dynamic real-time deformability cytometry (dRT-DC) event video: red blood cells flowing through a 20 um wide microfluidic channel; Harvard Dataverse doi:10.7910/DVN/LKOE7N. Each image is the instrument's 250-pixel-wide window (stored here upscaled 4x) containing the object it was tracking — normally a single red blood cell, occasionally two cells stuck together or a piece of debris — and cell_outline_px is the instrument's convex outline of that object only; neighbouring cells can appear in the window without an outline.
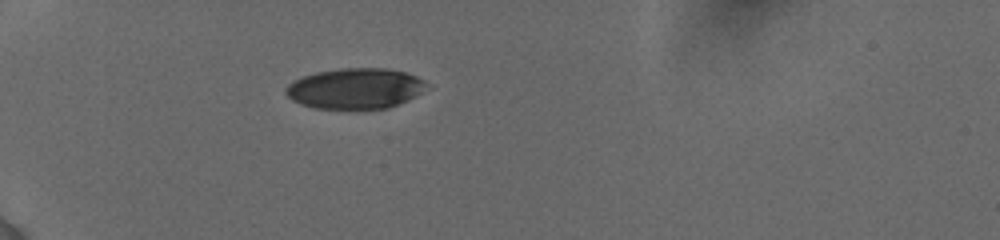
{"species": "human", "species_latin": "Homo sapiens", "temperature_condition": "cold", "stored_images_in_passage": 4, "camera_frame_rate_fps": 3000, "um_per_image_px": 0.085, "donor": {"sex": "female"}, "frame": {"image": 1, "passage_image": 1, "time_ms": 0.0, "image_size_px": [1000, 240], "cell_outline_px": [[424, 84], [420, 92], [416, 96], [408, 100], [388, 108], [312, 108], [300, 104], [292, 100], [284, 92], [284, 88], [292, 80], [316, 72], [340, 68], [388, 68], [404, 72], [416, 76], [424, 80]], "centroid_in_image_um": [30.13, 7.51], "position_along_channel_um": 54.9, "area_um2": 33.12}}
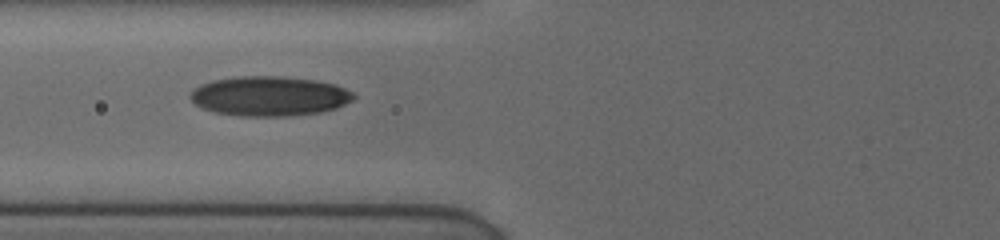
{"frame": {"image": 2, "passage_image": 3, "time_ms": 2.0, "image_size_px": [1000, 240], "cell_outline_px": [[356, 96], [352, 100], [336, 108], [320, 112], [288, 116], [240, 116], [212, 112], [196, 104], [188, 96], [192, 88], [200, 84], [212, 80], [236, 76], [280, 76], [316, 80], [336, 84], [352, 92]], "centroid_in_image_um": [22.86, 8.16], "position_along_channel_um": 102.9, "area_um2": 38.03}}